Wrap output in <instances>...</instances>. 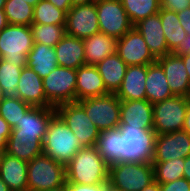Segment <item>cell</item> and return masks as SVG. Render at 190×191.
<instances>
[{
    "label": "cell",
    "instance_id": "1",
    "mask_svg": "<svg viewBox=\"0 0 190 191\" xmlns=\"http://www.w3.org/2000/svg\"><path fill=\"white\" fill-rule=\"evenodd\" d=\"M156 132L153 129L119 124L101 131L95 148L109 165L118 163H153Z\"/></svg>",
    "mask_w": 190,
    "mask_h": 191
},
{
    "label": "cell",
    "instance_id": "2",
    "mask_svg": "<svg viewBox=\"0 0 190 191\" xmlns=\"http://www.w3.org/2000/svg\"><path fill=\"white\" fill-rule=\"evenodd\" d=\"M66 167V183L96 185L108 184L109 165L95 146L77 151Z\"/></svg>",
    "mask_w": 190,
    "mask_h": 191
},
{
    "label": "cell",
    "instance_id": "3",
    "mask_svg": "<svg viewBox=\"0 0 190 191\" xmlns=\"http://www.w3.org/2000/svg\"><path fill=\"white\" fill-rule=\"evenodd\" d=\"M81 148L83 146L72 130L55 114L45 134L43 154L66 166Z\"/></svg>",
    "mask_w": 190,
    "mask_h": 191
},
{
    "label": "cell",
    "instance_id": "4",
    "mask_svg": "<svg viewBox=\"0 0 190 191\" xmlns=\"http://www.w3.org/2000/svg\"><path fill=\"white\" fill-rule=\"evenodd\" d=\"M66 184V167L41 154L28 162L27 191H49Z\"/></svg>",
    "mask_w": 190,
    "mask_h": 191
},
{
    "label": "cell",
    "instance_id": "5",
    "mask_svg": "<svg viewBox=\"0 0 190 191\" xmlns=\"http://www.w3.org/2000/svg\"><path fill=\"white\" fill-rule=\"evenodd\" d=\"M155 181L153 164L118 163L109 166V188L115 191H141Z\"/></svg>",
    "mask_w": 190,
    "mask_h": 191
},
{
    "label": "cell",
    "instance_id": "6",
    "mask_svg": "<svg viewBox=\"0 0 190 191\" xmlns=\"http://www.w3.org/2000/svg\"><path fill=\"white\" fill-rule=\"evenodd\" d=\"M33 47L30 26L8 24L0 31V58L27 67V54Z\"/></svg>",
    "mask_w": 190,
    "mask_h": 191
},
{
    "label": "cell",
    "instance_id": "7",
    "mask_svg": "<svg viewBox=\"0 0 190 191\" xmlns=\"http://www.w3.org/2000/svg\"><path fill=\"white\" fill-rule=\"evenodd\" d=\"M101 132L118 128L120 124L121 100L114 93H107L77 101Z\"/></svg>",
    "mask_w": 190,
    "mask_h": 191
},
{
    "label": "cell",
    "instance_id": "8",
    "mask_svg": "<svg viewBox=\"0 0 190 191\" xmlns=\"http://www.w3.org/2000/svg\"><path fill=\"white\" fill-rule=\"evenodd\" d=\"M189 98L173 96L153 105V130L156 135L182 131Z\"/></svg>",
    "mask_w": 190,
    "mask_h": 191
},
{
    "label": "cell",
    "instance_id": "9",
    "mask_svg": "<svg viewBox=\"0 0 190 191\" xmlns=\"http://www.w3.org/2000/svg\"><path fill=\"white\" fill-rule=\"evenodd\" d=\"M55 111L69 129L72 130L83 147L96 145L100 131L77 101L58 105L55 107Z\"/></svg>",
    "mask_w": 190,
    "mask_h": 191
},
{
    "label": "cell",
    "instance_id": "10",
    "mask_svg": "<svg viewBox=\"0 0 190 191\" xmlns=\"http://www.w3.org/2000/svg\"><path fill=\"white\" fill-rule=\"evenodd\" d=\"M77 70L57 66L42 79L47 101L53 106L76 102Z\"/></svg>",
    "mask_w": 190,
    "mask_h": 191
},
{
    "label": "cell",
    "instance_id": "11",
    "mask_svg": "<svg viewBox=\"0 0 190 191\" xmlns=\"http://www.w3.org/2000/svg\"><path fill=\"white\" fill-rule=\"evenodd\" d=\"M100 32L117 40L134 26L121 0H95Z\"/></svg>",
    "mask_w": 190,
    "mask_h": 191
},
{
    "label": "cell",
    "instance_id": "12",
    "mask_svg": "<svg viewBox=\"0 0 190 191\" xmlns=\"http://www.w3.org/2000/svg\"><path fill=\"white\" fill-rule=\"evenodd\" d=\"M65 29L66 34L80 39L100 32L95 1L71 7L66 14Z\"/></svg>",
    "mask_w": 190,
    "mask_h": 191
},
{
    "label": "cell",
    "instance_id": "13",
    "mask_svg": "<svg viewBox=\"0 0 190 191\" xmlns=\"http://www.w3.org/2000/svg\"><path fill=\"white\" fill-rule=\"evenodd\" d=\"M116 53L127 66L149 65L157 61L135 27L117 40Z\"/></svg>",
    "mask_w": 190,
    "mask_h": 191
},
{
    "label": "cell",
    "instance_id": "14",
    "mask_svg": "<svg viewBox=\"0 0 190 191\" xmlns=\"http://www.w3.org/2000/svg\"><path fill=\"white\" fill-rule=\"evenodd\" d=\"M190 156V135L175 131L156 135L153 162H166Z\"/></svg>",
    "mask_w": 190,
    "mask_h": 191
},
{
    "label": "cell",
    "instance_id": "15",
    "mask_svg": "<svg viewBox=\"0 0 190 191\" xmlns=\"http://www.w3.org/2000/svg\"><path fill=\"white\" fill-rule=\"evenodd\" d=\"M157 62L164 70L171 92L175 96L189 97L190 81L182 57L170 53L157 58Z\"/></svg>",
    "mask_w": 190,
    "mask_h": 191
},
{
    "label": "cell",
    "instance_id": "16",
    "mask_svg": "<svg viewBox=\"0 0 190 191\" xmlns=\"http://www.w3.org/2000/svg\"><path fill=\"white\" fill-rule=\"evenodd\" d=\"M15 96L33 107H53L46 99L42 78L28 67L21 71Z\"/></svg>",
    "mask_w": 190,
    "mask_h": 191
},
{
    "label": "cell",
    "instance_id": "17",
    "mask_svg": "<svg viewBox=\"0 0 190 191\" xmlns=\"http://www.w3.org/2000/svg\"><path fill=\"white\" fill-rule=\"evenodd\" d=\"M44 138L45 135L19 134V131H12L7 140L5 152L29 162L34 157L43 154Z\"/></svg>",
    "mask_w": 190,
    "mask_h": 191
},
{
    "label": "cell",
    "instance_id": "18",
    "mask_svg": "<svg viewBox=\"0 0 190 191\" xmlns=\"http://www.w3.org/2000/svg\"><path fill=\"white\" fill-rule=\"evenodd\" d=\"M120 124L153 129V104L143 100H121Z\"/></svg>",
    "mask_w": 190,
    "mask_h": 191
},
{
    "label": "cell",
    "instance_id": "19",
    "mask_svg": "<svg viewBox=\"0 0 190 191\" xmlns=\"http://www.w3.org/2000/svg\"><path fill=\"white\" fill-rule=\"evenodd\" d=\"M134 27L143 36L149 50L156 59L170 54L159 14L141 20Z\"/></svg>",
    "mask_w": 190,
    "mask_h": 191
},
{
    "label": "cell",
    "instance_id": "20",
    "mask_svg": "<svg viewBox=\"0 0 190 191\" xmlns=\"http://www.w3.org/2000/svg\"><path fill=\"white\" fill-rule=\"evenodd\" d=\"M103 79L96 66L83 65L77 69L76 101L107 94Z\"/></svg>",
    "mask_w": 190,
    "mask_h": 191
},
{
    "label": "cell",
    "instance_id": "21",
    "mask_svg": "<svg viewBox=\"0 0 190 191\" xmlns=\"http://www.w3.org/2000/svg\"><path fill=\"white\" fill-rule=\"evenodd\" d=\"M147 65L128 66L121 86L115 94L120 100L146 99Z\"/></svg>",
    "mask_w": 190,
    "mask_h": 191
},
{
    "label": "cell",
    "instance_id": "22",
    "mask_svg": "<svg viewBox=\"0 0 190 191\" xmlns=\"http://www.w3.org/2000/svg\"><path fill=\"white\" fill-rule=\"evenodd\" d=\"M58 66L78 69L85 65L83 39L66 34L54 47Z\"/></svg>",
    "mask_w": 190,
    "mask_h": 191
},
{
    "label": "cell",
    "instance_id": "23",
    "mask_svg": "<svg viewBox=\"0 0 190 191\" xmlns=\"http://www.w3.org/2000/svg\"><path fill=\"white\" fill-rule=\"evenodd\" d=\"M55 114V107L32 106L12 131H19V134L45 135L48 124Z\"/></svg>",
    "mask_w": 190,
    "mask_h": 191
},
{
    "label": "cell",
    "instance_id": "24",
    "mask_svg": "<svg viewBox=\"0 0 190 191\" xmlns=\"http://www.w3.org/2000/svg\"><path fill=\"white\" fill-rule=\"evenodd\" d=\"M28 162L4 153L0 163V178L11 191H27Z\"/></svg>",
    "mask_w": 190,
    "mask_h": 191
},
{
    "label": "cell",
    "instance_id": "25",
    "mask_svg": "<svg viewBox=\"0 0 190 191\" xmlns=\"http://www.w3.org/2000/svg\"><path fill=\"white\" fill-rule=\"evenodd\" d=\"M146 100L153 105L175 96L167 83L162 66L156 61L147 65Z\"/></svg>",
    "mask_w": 190,
    "mask_h": 191
},
{
    "label": "cell",
    "instance_id": "26",
    "mask_svg": "<svg viewBox=\"0 0 190 191\" xmlns=\"http://www.w3.org/2000/svg\"><path fill=\"white\" fill-rule=\"evenodd\" d=\"M85 65H97L105 57L116 53L117 39L98 32L83 39Z\"/></svg>",
    "mask_w": 190,
    "mask_h": 191
},
{
    "label": "cell",
    "instance_id": "27",
    "mask_svg": "<svg viewBox=\"0 0 190 191\" xmlns=\"http://www.w3.org/2000/svg\"><path fill=\"white\" fill-rule=\"evenodd\" d=\"M95 66L103 79L107 92L116 94L128 68L127 64L117 53H114L105 57Z\"/></svg>",
    "mask_w": 190,
    "mask_h": 191
},
{
    "label": "cell",
    "instance_id": "28",
    "mask_svg": "<svg viewBox=\"0 0 190 191\" xmlns=\"http://www.w3.org/2000/svg\"><path fill=\"white\" fill-rule=\"evenodd\" d=\"M26 58L27 67L32 69L42 79L58 66L54 47L46 46L45 44L33 43V47Z\"/></svg>",
    "mask_w": 190,
    "mask_h": 191
},
{
    "label": "cell",
    "instance_id": "29",
    "mask_svg": "<svg viewBox=\"0 0 190 191\" xmlns=\"http://www.w3.org/2000/svg\"><path fill=\"white\" fill-rule=\"evenodd\" d=\"M158 14L160 15V21L167 42L168 51L170 53H174L180 46L182 39L186 37L187 33L180 24L176 12L161 8Z\"/></svg>",
    "mask_w": 190,
    "mask_h": 191
},
{
    "label": "cell",
    "instance_id": "30",
    "mask_svg": "<svg viewBox=\"0 0 190 191\" xmlns=\"http://www.w3.org/2000/svg\"><path fill=\"white\" fill-rule=\"evenodd\" d=\"M122 5L135 26L141 20L156 15L160 12V0H121Z\"/></svg>",
    "mask_w": 190,
    "mask_h": 191
},
{
    "label": "cell",
    "instance_id": "31",
    "mask_svg": "<svg viewBox=\"0 0 190 191\" xmlns=\"http://www.w3.org/2000/svg\"><path fill=\"white\" fill-rule=\"evenodd\" d=\"M34 7L23 0H6L4 13L8 24L30 26Z\"/></svg>",
    "mask_w": 190,
    "mask_h": 191
},
{
    "label": "cell",
    "instance_id": "32",
    "mask_svg": "<svg viewBox=\"0 0 190 191\" xmlns=\"http://www.w3.org/2000/svg\"><path fill=\"white\" fill-rule=\"evenodd\" d=\"M33 23L65 25L66 13L47 0H40L33 9Z\"/></svg>",
    "mask_w": 190,
    "mask_h": 191
},
{
    "label": "cell",
    "instance_id": "33",
    "mask_svg": "<svg viewBox=\"0 0 190 191\" xmlns=\"http://www.w3.org/2000/svg\"><path fill=\"white\" fill-rule=\"evenodd\" d=\"M33 43L45 44L55 47V45L66 35L65 25L37 24L30 25Z\"/></svg>",
    "mask_w": 190,
    "mask_h": 191
},
{
    "label": "cell",
    "instance_id": "34",
    "mask_svg": "<svg viewBox=\"0 0 190 191\" xmlns=\"http://www.w3.org/2000/svg\"><path fill=\"white\" fill-rule=\"evenodd\" d=\"M31 107L27 102L22 101L16 96H5L0 101V116L13 129Z\"/></svg>",
    "mask_w": 190,
    "mask_h": 191
},
{
    "label": "cell",
    "instance_id": "35",
    "mask_svg": "<svg viewBox=\"0 0 190 191\" xmlns=\"http://www.w3.org/2000/svg\"><path fill=\"white\" fill-rule=\"evenodd\" d=\"M155 181L159 184L169 183L183 178L184 158L166 162H153Z\"/></svg>",
    "mask_w": 190,
    "mask_h": 191
},
{
    "label": "cell",
    "instance_id": "36",
    "mask_svg": "<svg viewBox=\"0 0 190 191\" xmlns=\"http://www.w3.org/2000/svg\"><path fill=\"white\" fill-rule=\"evenodd\" d=\"M23 68L0 58V86L5 96H15Z\"/></svg>",
    "mask_w": 190,
    "mask_h": 191
},
{
    "label": "cell",
    "instance_id": "37",
    "mask_svg": "<svg viewBox=\"0 0 190 191\" xmlns=\"http://www.w3.org/2000/svg\"><path fill=\"white\" fill-rule=\"evenodd\" d=\"M160 191H190V181L183 177L169 183H162Z\"/></svg>",
    "mask_w": 190,
    "mask_h": 191
},
{
    "label": "cell",
    "instance_id": "38",
    "mask_svg": "<svg viewBox=\"0 0 190 191\" xmlns=\"http://www.w3.org/2000/svg\"><path fill=\"white\" fill-rule=\"evenodd\" d=\"M67 191H110L109 184L82 185L67 183Z\"/></svg>",
    "mask_w": 190,
    "mask_h": 191
},
{
    "label": "cell",
    "instance_id": "39",
    "mask_svg": "<svg viewBox=\"0 0 190 191\" xmlns=\"http://www.w3.org/2000/svg\"><path fill=\"white\" fill-rule=\"evenodd\" d=\"M161 8L170 11L179 12L190 7V0H160Z\"/></svg>",
    "mask_w": 190,
    "mask_h": 191
},
{
    "label": "cell",
    "instance_id": "40",
    "mask_svg": "<svg viewBox=\"0 0 190 191\" xmlns=\"http://www.w3.org/2000/svg\"><path fill=\"white\" fill-rule=\"evenodd\" d=\"M12 128L4 118L0 116V147H6L7 140L10 137Z\"/></svg>",
    "mask_w": 190,
    "mask_h": 191
},
{
    "label": "cell",
    "instance_id": "41",
    "mask_svg": "<svg viewBox=\"0 0 190 191\" xmlns=\"http://www.w3.org/2000/svg\"><path fill=\"white\" fill-rule=\"evenodd\" d=\"M180 24L187 34H190V7L177 12Z\"/></svg>",
    "mask_w": 190,
    "mask_h": 191
},
{
    "label": "cell",
    "instance_id": "42",
    "mask_svg": "<svg viewBox=\"0 0 190 191\" xmlns=\"http://www.w3.org/2000/svg\"><path fill=\"white\" fill-rule=\"evenodd\" d=\"M190 53V34L182 39L178 49L174 52L175 55H185Z\"/></svg>",
    "mask_w": 190,
    "mask_h": 191
},
{
    "label": "cell",
    "instance_id": "43",
    "mask_svg": "<svg viewBox=\"0 0 190 191\" xmlns=\"http://www.w3.org/2000/svg\"><path fill=\"white\" fill-rule=\"evenodd\" d=\"M51 2L58 9L63 10L66 14L72 7L71 0H47Z\"/></svg>",
    "mask_w": 190,
    "mask_h": 191
},
{
    "label": "cell",
    "instance_id": "44",
    "mask_svg": "<svg viewBox=\"0 0 190 191\" xmlns=\"http://www.w3.org/2000/svg\"><path fill=\"white\" fill-rule=\"evenodd\" d=\"M183 131L187 132L190 135V102L188 103V108L186 111Z\"/></svg>",
    "mask_w": 190,
    "mask_h": 191
},
{
    "label": "cell",
    "instance_id": "45",
    "mask_svg": "<svg viewBox=\"0 0 190 191\" xmlns=\"http://www.w3.org/2000/svg\"><path fill=\"white\" fill-rule=\"evenodd\" d=\"M183 177L190 181V156L184 159Z\"/></svg>",
    "mask_w": 190,
    "mask_h": 191
},
{
    "label": "cell",
    "instance_id": "46",
    "mask_svg": "<svg viewBox=\"0 0 190 191\" xmlns=\"http://www.w3.org/2000/svg\"><path fill=\"white\" fill-rule=\"evenodd\" d=\"M182 57L184 65H185V69L188 73V78L190 81V53L189 54H185V55H179Z\"/></svg>",
    "mask_w": 190,
    "mask_h": 191
},
{
    "label": "cell",
    "instance_id": "47",
    "mask_svg": "<svg viewBox=\"0 0 190 191\" xmlns=\"http://www.w3.org/2000/svg\"><path fill=\"white\" fill-rule=\"evenodd\" d=\"M8 25L4 9H0V31Z\"/></svg>",
    "mask_w": 190,
    "mask_h": 191
},
{
    "label": "cell",
    "instance_id": "48",
    "mask_svg": "<svg viewBox=\"0 0 190 191\" xmlns=\"http://www.w3.org/2000/svg\"><path fill=\"white\" fill-rule=\"evenodd\" d=\"M141 191H160V184L154 181L150 185L143 188Z\"/></svg>",
    "mask_w": 190,
    "mask_h": 191
},
{
    "label": "cell",
    "instance_id": "49",
    "mask_svg": "<svg viewBox=\"0 0 190 191\" xmlns=\"http://www.w3.org/2000/svg\"><path fill=\"white\" fill-rule=\"evenodd\" d=\"M95 0H71L72 7L76 5L88 4L94 2Z\"/></svg>",
    "mask_w": 190,
    "mask_h": 191
},
{
    "label": "cell",
    "instance_id": "50",
    "mask_svg": "<svg viewBox=\"0 0 190 191\" xmlns=\"http://www.w3.org/2000/svg\"><path fill=\"white\" fill-rule=\"evenodd\" d=\"M0 191H11L7 184L0 178Z\"/></svg>",
    "mask_w": 190,
    "mask_h": 191
},
{
    "label": "cell",
    "instance_id": "51",
    "mask_svg": "<svg viewBox=\"0 0 190 191\" xmlns=\"http://www.w3.org/2000/svg\"><path fill=\"white\" fill-rule=\"evenodd\" d=\"M49 191H67V183L61 187L55 188V189H51Z\"/></svg>",
    "mask_w": 190,
    "mask_h": 191
},
{
    "label": "cell",
    "instance_id": "52",
    "mask_svg": "<svg viewBox=\"0 0 190 191\" xmlns=\"http://www.w3.org/2000/svg\"><path fill=\"white\" fill-rule=\"evenodd\" d=\"M23 1L27 2L28 4L34 7L40 0H23Z\"/></svg>",
    "mask_w": 190,
    "mask_h": 191
},
{
    "label": "cell",
    "instance_id": "53",
    "mask_svg": "<svg viewBox=\"0 0 190 191\" xmlns=\"http://www.w3.org/2000/svg\"><path fill=\"white\" fill-rule=\"evenodd\" d=\"M5 148L6 147H0V163L2 161V157H3L4 153H5Z\"/></svg>",
    "mask_w": 190,
    "mask_h": 191
},
{
    "label": "cell",
    "instance_id": "54",
    "mask_svg": "<svg viewBox=\"0 0 190 191\" xmlns=\"http://www.w3.org/2000/svg\"><path fill=\"white\" fill-rule=\"evenodd\" d=\"M5 97L4 92L0 86V101Z\"/></svg>",
    "mask_w": 190,
    "mask_h": 191
},
{
    "label": "cell",
    "instance_id": "55",
    "mask_svg": "<svg viewBox=\"0 0 190 191\" xmlns=\"http://www.w3.org/2000/svg\"><path fill=\"white\" fill-rule=\"evenodd\" d=\"M6 0H0V9H4Z\"/></svg>",
    "mask_w": 190,
    "mask_h": 191
}]
</instances>
